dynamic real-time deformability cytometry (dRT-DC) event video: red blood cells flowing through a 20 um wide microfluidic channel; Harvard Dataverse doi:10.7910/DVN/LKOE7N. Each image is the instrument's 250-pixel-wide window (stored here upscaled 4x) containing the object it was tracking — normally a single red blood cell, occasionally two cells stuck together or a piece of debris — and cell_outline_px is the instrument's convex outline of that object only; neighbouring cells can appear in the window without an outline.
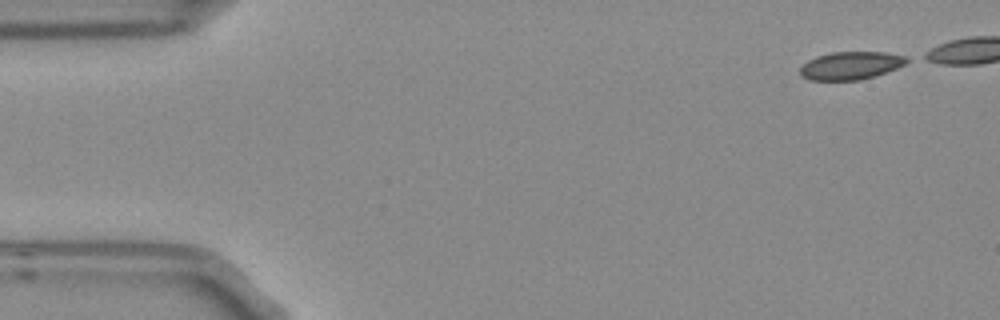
{"species": "Egyptian fruit bat (a non-hibernating species)", "species_latin": "Rousettus aegyptiacus", "temperature_condition": "room temperature", "stored_images_in_passage": 5, "camera_frame_rate_fps": 3000, "um_per_image_px": 0.085, "frame": {"image": 1, "passage_image": 1, "time_ms": 0.0, "image_size_px": [1000, 320], "cell_outline_px": [[912, 60], [896, 68], [860, 80], [808, 80], [800, 76], [800, 68], [808, 60], [816, 56], [832, 52], [884, 52], [908, 56]], "centroid_in_image_um": [72.31, 5.56], "position_along_channel_um": 12.7, "area_um2": 17.34}}